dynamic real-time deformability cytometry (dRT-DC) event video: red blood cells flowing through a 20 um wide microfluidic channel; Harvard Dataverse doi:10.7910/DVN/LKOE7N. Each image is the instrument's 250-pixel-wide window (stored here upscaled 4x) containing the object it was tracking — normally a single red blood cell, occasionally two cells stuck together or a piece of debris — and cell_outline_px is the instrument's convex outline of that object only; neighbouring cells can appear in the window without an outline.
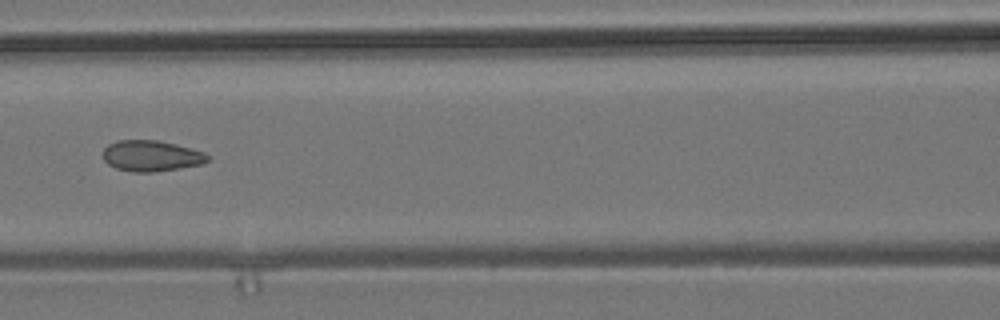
{"species": "common noctule bat (a hibernating species)", "species_latin": "Nyctalus noctula", "temperature_condition": "room temperature", "stored_images_in_passage": 7, "camera_frame_rate_fps": 3000, "um_per_image_px": 0.085, "animal": {"sex": "male", "body_mass_g": 19.2, "forearm_length_mm": 51.8}, "frame": {"image": 1, "passage_image": 7, "time_ms": 7.667, "image_size_px": [1000, 320], "cell_outline_px": [[208, 160], [200, 164], [180, 168], [156, 172], [132, 172], [116, 168], [108, 164], [104, 160], [104, 148], [108, 144], [116, 140], [156, 140], [176, 144], [204, 152], [208, 156]], "centroid_in_image_um": [12.83, 13.25], "position_along_channel_um": 153.8, "area_um2": 18.79}}